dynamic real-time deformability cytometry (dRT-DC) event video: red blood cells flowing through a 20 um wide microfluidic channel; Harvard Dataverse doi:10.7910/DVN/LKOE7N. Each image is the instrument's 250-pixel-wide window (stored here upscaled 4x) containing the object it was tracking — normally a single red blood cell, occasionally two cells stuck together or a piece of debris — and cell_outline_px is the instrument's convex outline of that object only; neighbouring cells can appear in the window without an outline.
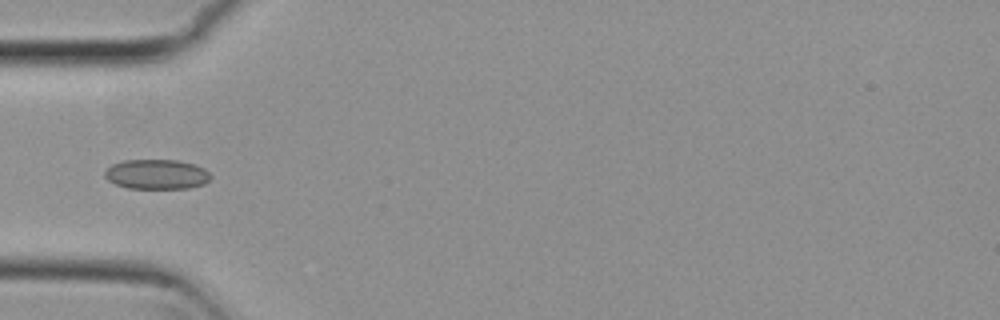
{"species": "common noctule bat (a hibernating species)", "species_latin": "Nyctalus noctula", "temperature_condition": "cold", "stored_images_in_passage": 2, "camera_frame_rate_fps": 3000, "um_per_image_px": 0.085, "animal": {"sex": "female", "body_mass_g": 29.2, "forearm_length_mm": 56.3}, "frame": {"image": 1, "passage_image": 2, "time_ms": 0.333, "image_size_px": [1000, 320], "cell_outline_px": [[212, 176], [204, 184], [188, 188], [128, 188], [116, 184], [108, 180], [104, 176], [104, 172], [112, 164], [124, 160], [176, 160], [196, 164], [204, 168]], "centroid_in_image_um": [13.32, 14.81], "position_along_channel_um": 71.7, "area_um2": 18.38}}